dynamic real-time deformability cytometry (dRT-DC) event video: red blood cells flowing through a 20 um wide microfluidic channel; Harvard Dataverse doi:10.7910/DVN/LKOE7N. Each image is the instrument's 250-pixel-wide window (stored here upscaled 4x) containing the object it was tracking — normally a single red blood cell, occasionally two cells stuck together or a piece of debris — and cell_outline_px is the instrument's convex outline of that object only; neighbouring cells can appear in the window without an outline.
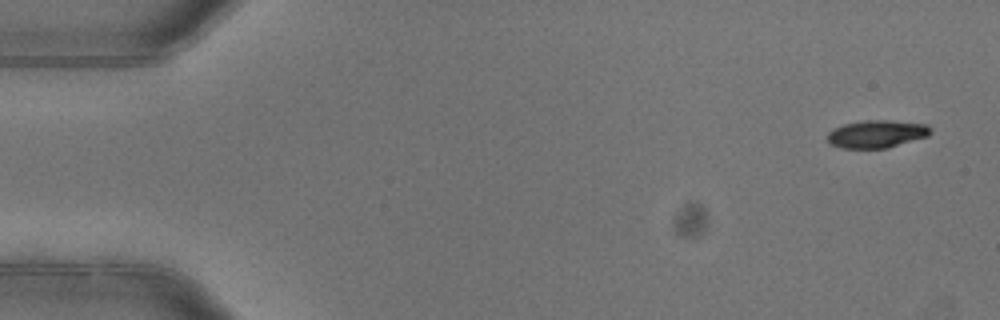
{"species": "common noctule bat (a hibernating species)", "species_latin": "Nyctalus noctula", "temperature_condition": "warm", "stored_images_in_passage": 4, "camera_frame_rate_fps": 3000, "um_per_image_px": 0.085, "animal": {"sex": "female"}, "frame": {"image": 1, "passage_image": 1, "time_ms": 0.0, "image_size_px": [1000, 320], "cell_outline_px": [[932, 132], [928, 136], [888, 148], [840, 148], [828, 144], [828, 132], [844, 124], [864, 120], [888, 120], [928, 124], [932, 128]], "centroid_in_image_um": [74.54, 11.39], "position_along_channel_um": 10.5, "area_um2": 16.76}}